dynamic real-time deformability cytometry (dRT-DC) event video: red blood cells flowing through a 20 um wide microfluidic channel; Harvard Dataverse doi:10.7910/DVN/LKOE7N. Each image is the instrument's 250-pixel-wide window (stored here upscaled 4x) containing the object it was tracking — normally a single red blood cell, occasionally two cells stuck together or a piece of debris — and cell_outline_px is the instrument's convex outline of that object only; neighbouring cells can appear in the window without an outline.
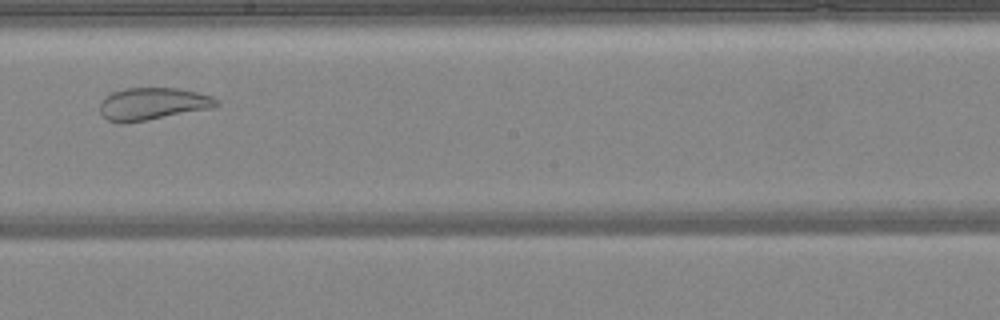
{"species": "common noctule bat (a hibernating species)", "species_latin": "Nyctalus noctula", "temperature_condition": "warm", "stored_images_in_passage": 42, "camera_frame_rate_fps": 3000, "um_per_image_px": 0.085, "animal": {"sex": "female", "body_mass_g": 24.6, "forearm_length_mm": 56.2}, "frame": {"image": 1, "passage_image": 21, "time_ms": 6.667, "image_size_px": [1000, 320], "cell_outline_px": [[220, 104], [212, 108], [148, 120], [124, 124], [120, 124], [108, 120], [100, 112], [100, 100], [104, 96], [112, 92], [124, 88], [180, 88], [212, 96], [220, 100]], "centroid_in_image_um": [12.96, 8.83], "position_along_channel_um": 235.2, "area_um2": 22.25}}
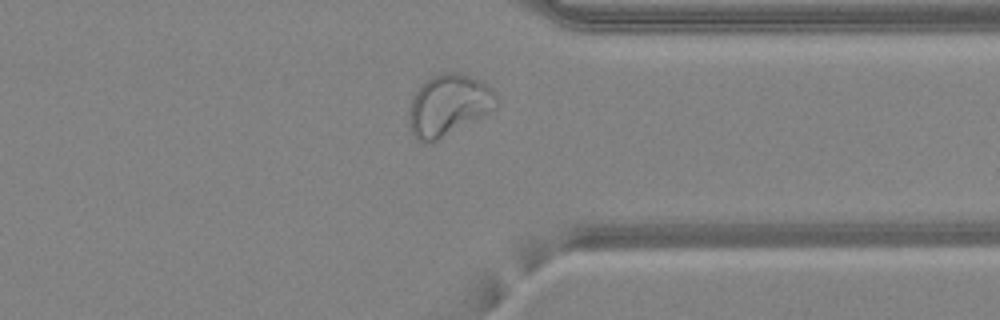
{"frame": {"image": 2, "passage_image": 31, "time_ms": 10.0, "image_size_px": [1000, 320], "cell_outline_px": [[500, 104], [496, 108], [432, 144], [420, 144], [412, 136], [408, 124], [408, 112], [412, 100], [420, 84], [424, 80], [432, 76], [444, 72], [456, 72], [484, 80], [496, 92]], "centroid_in_image_um": [38.12, 8.96], "position_along_channel_um": 373.3, "area_um2": 32.08}}
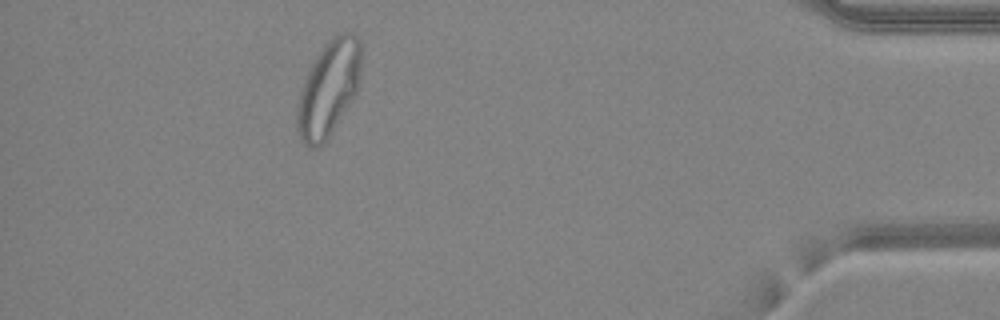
{"frame": {"image": 3, "passage_image": 37, "time_ms": 12.0, "image_size_px": [1000, 320], "cell_outline_px": [[360, 68], [356, 92], [352, 100], [328, 140], [324, 144], [316, 148], [308, 148], [300, 140], [296, 128], [296, 112], [300, 88], [316, 56], [324, 44], [332, 36], [340, 32], [352, 32], [360, 40]], "centroid_in_image_um": [27.9, 7.57], "position_along_channel_um": 407.3, "area_um2": 35.95}}